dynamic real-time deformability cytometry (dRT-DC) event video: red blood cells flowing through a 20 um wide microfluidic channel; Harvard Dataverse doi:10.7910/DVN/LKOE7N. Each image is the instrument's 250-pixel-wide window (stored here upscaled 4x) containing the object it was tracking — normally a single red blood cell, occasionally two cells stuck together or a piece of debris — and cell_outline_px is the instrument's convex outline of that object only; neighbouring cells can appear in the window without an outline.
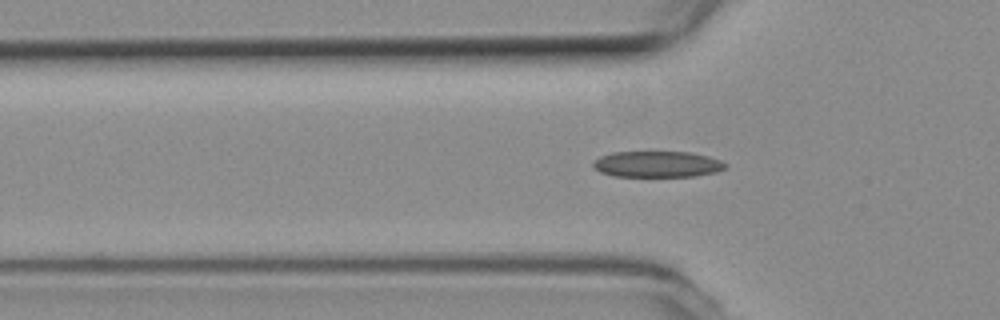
{"species": "common noctule bat (a hibernating species)", "species_latin": "Nyctalus noctula", "temperature_condition": "room temperature", "stored_images_in_passage": 54, "camera_frame_rate_fps": 3000, "um_per_image_px": 0.085, "animal": {"sex": "female", "body_mass_g": 19.3, "forearm_length_mm": 54.1}, "frame": {"image": 1, "passage_image": 16, "time_ms": 5.0, "image_size_px": [1000, 320], "cell_outline_px": [[728, 168], [716, 172], [696, 176], [612, 176], [600, 172], [592, 164], [600, 156], [612, 152], [692, 152], [708, 156], [720, 160], [728, 164]], "centroid_in_image_um": [55.92, 13.95], "position_along_channel_um": 69.9, "area_um2": 20.17}}
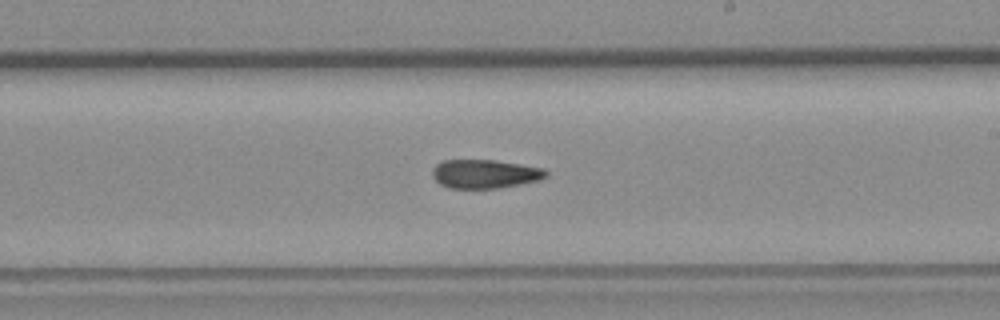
{"frame": {"image": 2, "passage_image": 30, "time_ms": 9.667, "image_size_px": [1000, 320], "cell_outline_px": [[548, 176], [540, 180], [520, 184], [496, 188], [448, 188], [440, 184], [432, 176], [432, 168], [436, 164], [444, 160], [496, 160], [544, 168], [548, 172]], "centroid_in_image_um": [41.22, 14.78], "position_along_channel_um": 247.8, "area_um2": 19.13}}
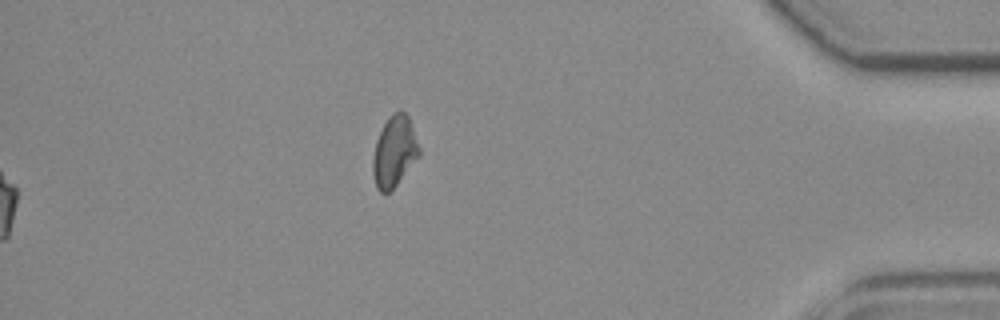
{"frame": {"image": 3, "passage_image": 54, "time_ms": 17.667, "image_size_px": [1000, 320], "cell_outline_px": [[420, 156], [396, 184], [388, 192], [380, 192], [376, 188], [372, 172], [372, 160], [376, 140], [388, 116], [392, 112], [400, 108], [408, 116], [420, 148]], "centroid_in_image_um": [33.51, 12.85], "position_along_channel_um": 401.7, "area_um2": 19.13}, "authors_computed_cell_mechanics": {"area_um2": 19.5942, "velocity_mm_per_s": 3.7988, "shape_relaxation_time_tau1_ms": 10.5482, "shape_relaxation_time_tau2_ms": 7.2971, "deformation_change_tau1": 0.2065, "deformation_change_tau2": 0.1433}}